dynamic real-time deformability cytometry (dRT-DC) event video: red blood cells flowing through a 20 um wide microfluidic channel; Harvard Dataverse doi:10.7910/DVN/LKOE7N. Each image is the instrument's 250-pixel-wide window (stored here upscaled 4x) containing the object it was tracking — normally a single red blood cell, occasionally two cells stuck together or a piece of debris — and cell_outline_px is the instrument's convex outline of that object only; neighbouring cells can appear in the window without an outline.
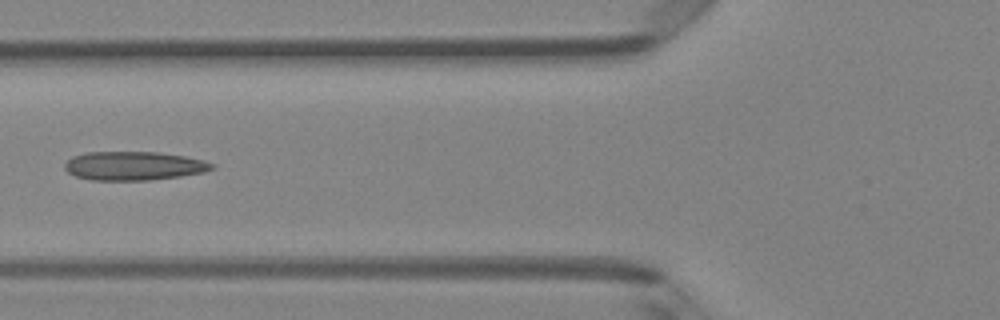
{"species": "Egyptian fruit bat (a non-hibernating species)", "species_latin": "Rousettus aegyptiacus", "temperature_condition": "room temperature", "stored_images_in_passage": 5, "camera_frame_rate_fps": 3000, "um_per_image_px": 0.085, "animal": {"sex": "female"}, "frame": {"image": 1, "passage_image": 5, "time_ms": 1.333, "image_size_px": [1000, 320], "cell_outline_px": [[216, 168], [204, 172], [180, 176], [152, 180], [92, 180], [76, 176], [68, 172], [64, 168], [64, 164], [72, 156], [88, 152], [156, 152], [184, 156], [204, 160], [212, 164]], "centroid_in_image_um": [11.37, 14.1], "position_along_channel_um": 114.4, "area_um2": 24.62}}